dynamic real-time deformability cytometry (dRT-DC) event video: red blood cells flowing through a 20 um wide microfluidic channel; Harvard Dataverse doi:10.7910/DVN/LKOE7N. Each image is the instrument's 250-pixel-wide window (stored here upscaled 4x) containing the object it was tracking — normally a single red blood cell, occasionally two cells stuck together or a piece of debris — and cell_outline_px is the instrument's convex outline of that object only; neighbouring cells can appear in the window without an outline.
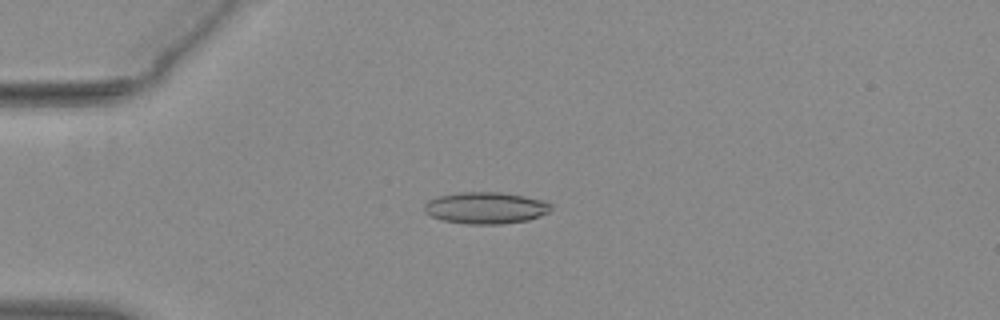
{"species": "common noctule bat (a hibernating species)", "species_latin": "Nyctalus noctula", "temperature_condition": "warm", "stored_images_in_passage": 53, "camera_frame_rate_fps": 3000, "um_per_image_px": 0.085, "animal": {"sex": "female", "body_mass_g": 29.2, "forearm_length_mm": 56.3}, "frame": {"image": 1, "passage_image": 14, "time_ms": 4.333, "image_size_px": [1000, 320], "cell_outline_px": [[552, 208], [548, 212], [528, 220], [500, 224], [468, 224], [440, 220], [424, 212], [424, 204], [428, 200], [436, 196], [460, 192], [500, 192], [548, 200], [552, 204]], "centroid_in_image_um": [41.28, 17.66], "position_along_channel_um": 43.7, "area_um2": 23.64}}
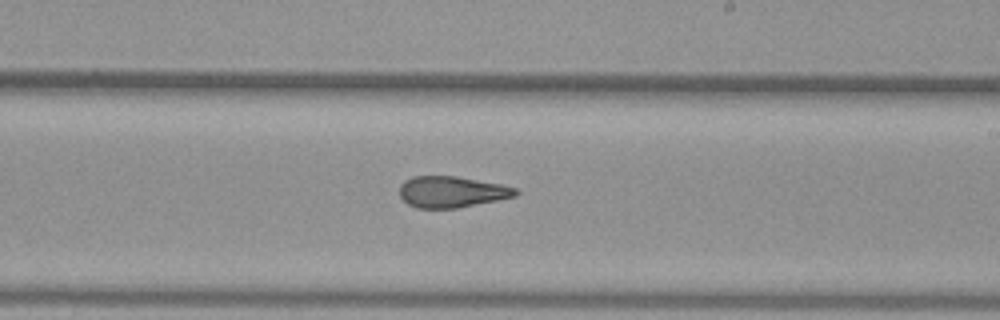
{"frame": {"image": 2, "passage_image": 32, "time_ms": 10.333, "image_size_px": [1000, 320], "cell_outline_px": [[520, 192], [516, 196], [456, 208], [416, 208], [408, 204], [400, 196], [400, 184], [404, 180], [412, 176], [456, 176], [500, 184], [516, 188]], "centroid_in_image_um": [38.37, 16.3], "position_along_channel_um": 250.6, "area_um2": 21.04}}
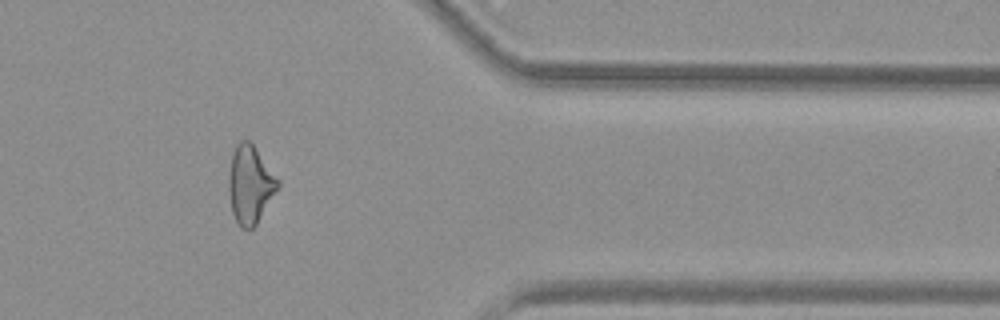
{"frame": {"image": 3, "passage_image": 44, "time_ms": 14.333, "image_size_px": [1000, 320], "cell_outline_px": [[280, 184], [256, 224], [248, 232], [240, 228], [232, 212], [228, 192], [228, 176], [232, 152], [236, 144], [240, 140], [248, 140], [252, 144], [280, 180]], "centroid_in_image_um": [21.23, 15.7], "position_along_channel_um": 390.2, "area_um2": 22.31}, "authors_computed_cell_mechanics": {"area_um2": 22.542, "velocity_mm_per_s": 3.9198, "shape_relaxation_time_tau1_ms": null, "shape_relaxation_time_tau2_ms": 2.3816, "deformation_change_tau1": null, "deformation_change_tau2": 0.1102}}